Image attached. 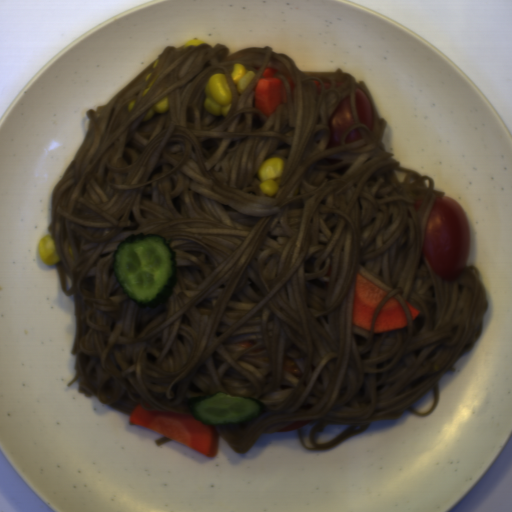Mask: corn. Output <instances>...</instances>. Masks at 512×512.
<instances>
[{
  "label": "corn",
  "mask_w": 512,
  "mask_h": 512,
  "mask_svg": "<svg viewBox=\"0 0 512 512\" xmlns=\"http://www.w3.org/2000/svg\"><path fill=\"white\" fill-rule=\"evenodd\" d=\"M203 106L212 116L225 117L232 109L233 97L224 73L210 75L206 85Z\"/></svg>",
  "instance_id": "1"
},
{
  "label": "corn",
  "mask_w": 512,
  "mask_h": 512,
  "mask_svg": "<svg viewBox=\"0 0 512 512\" xmlns=\"http://www.w3.org/2000/svg\"><path fill=\"white\" fill-rule=\"evenodd\" d=\"M283 175L284 159L273 156L267 158L257 170V177L260 181L258 187L269 197L275 195Z\"/></svg>",
  "instance_id": "2"
},
{
  "label": "corn",
  "mask_w": 512,
  "mask_h": 512,
  "mask_svg": "<svg viewBox=\"0 0 512 512\" xmlns=\"http://www.w3.org/2000/svg\"><path fill=\"white\" fill-rule=\"evenodd\" d=\"M37 254L40 261L46 264H56L60 260L54 238L50 234H44L37 243Z\"/></svg>",
  "instance_id": "3"
},
{
  "label": "corn",
  "mask_w": 512,
  "mask_h": 512,
  "mask_svg": "<svg viewBox=\"0 0 512 512\" xmlns=\"http://www.w3.org/2000/svg\"><path fill=\"white\" fill-rule=\"evenodd\" d=\"M255 71H250L241 62H235L231 68V79L234 83L236 90L239 93H243L244 90L254 79Z\"/></svg>",
  "instance_id": "4"
},
{
  "label": "corn",
  "mask_w": 512,
  "mask_h": 512,
  "mask_svg": "<svg viewBox=\"0 0 512 512\" xmlns=\"http://www.w3.org/2000/svg\"><path fill=\"white\" fill-rule=\"evenodd\" d=\"M169 109L168 96L154 104L145 114L141 122L150 121L156 113H165Z\"/></svg>",
  "instance_id": "5"
},
{
  "label": "corn",
  "mask_w": 512,
  "mask_h": 512,
  "mask_svg": "<svg viewBox=\"0 0 512 512\" xmlns=\"http://www.w3.org/2000/svg\"><path fill=\"white\" fill-rule=\"evenodd\" d=\"M206 41L202 40V39H198V38H191V39H188L187 42L185 43V48L186 47H189V46H201L202 44H204Z\"/></svg>",
  "instance_id": "6"
},
{
  "label": "corn",
  "mask_w": 512,
  "mask_h": 512,
  "mask_svg": "<svg viewBox=\"0 0 512 512\" xmlns=\"http://www.w3.org/2000/svg\"><path fill=\"white\" fill-rule=\"evenodd\" d=\"M157 76H158V73L156 74V76L153 78V80L151 81V83L148 85V87L145 89V91L143 92L142 94V98L152 89L156 79H157Z\"/></svg>",
  "instance_id": "7"
},
{
  "label": "corn",
  "mask_w": 512,
  "mask_h": 512,
  "mask_svg": "<svg viewBox=\"0 0 512 512\" xmlns=\"http://www.w3.org/2000/svg\"><path fill=\"white\" fill-rule=\"evenodd\" d=\"M136 101H132L127 105L128 111L132 110L135 107Z\"/></svg>",
  "instance_id": "8"
},
{
  "label": "corn",
  "mask_w": 512,
  "mask_h": 512,
  "mask_svg": "<svg viewBox=\"0 0 512 512\" xmlns=\"http://www.w3.org/2000/svg\"><path fill=\"white\" fill-rule=\"evenodd\" d=\"M152 73H153V72H149V73L146 75V77H145V79H144V80H145V82L149 80V78L151 77Z\"/></svg>",
  "instance_id": "9"
}]
</instances>
